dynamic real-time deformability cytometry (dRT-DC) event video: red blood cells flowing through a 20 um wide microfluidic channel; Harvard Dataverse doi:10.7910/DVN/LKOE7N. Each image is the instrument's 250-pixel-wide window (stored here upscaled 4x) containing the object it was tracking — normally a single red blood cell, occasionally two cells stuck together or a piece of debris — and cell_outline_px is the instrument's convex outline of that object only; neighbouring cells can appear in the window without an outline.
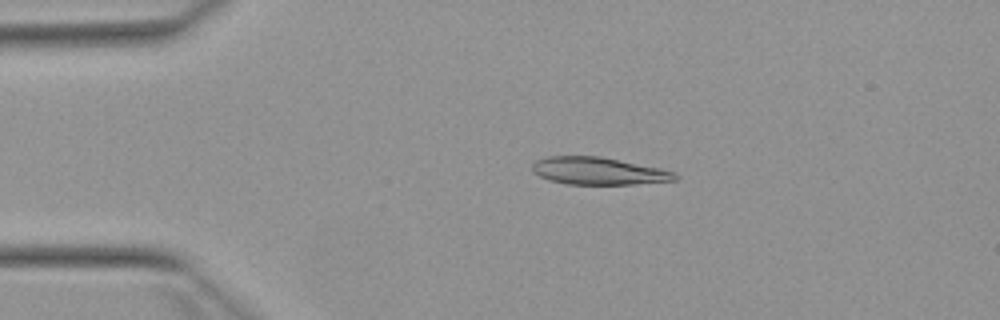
{"species": "Egyptian fruit bat (a non-hibernating species)", "species_latin": "Rousettus aegyptiacus", "temperature_condition": "warm", "stored_images_in_passage": 30, "camera_frame_rate_fps": 3000, "um_per_image_px": 0.085, "animal": {"sex": "female"}, "frame": {"image": 1, "passage_image": 4, "time_ms": 1.0, "image_size_px": [1000, 320], "cell_outline_px": [[680, 176], [676, 180], [632, 184], [568, 184], [552, 180], [540, 176], [532, 172], [532, 164], [536, 160], [548, 156], [600, 156], [660, 168], [676, 172]], "centroid_in_image_um": [50.88, 14.53], "position_along_channel_um": 34.1, "area_um2": 22.72}}
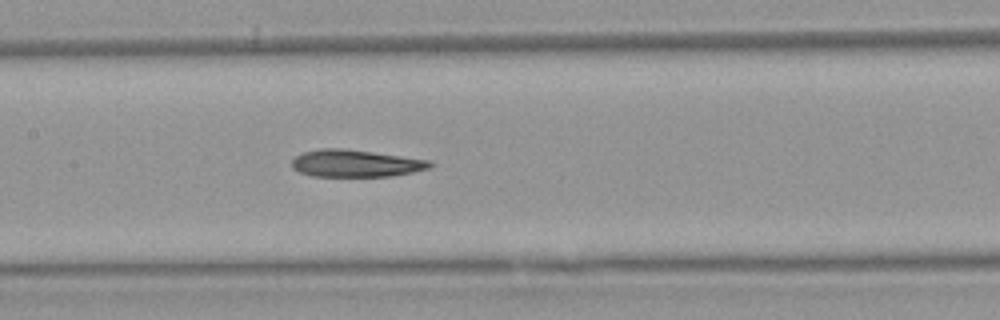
{"frame": {"image": 2, "passage_image": 18, "time_ms": 5.667, "image_size_px": [1000, 320], "cell_outline_px": [[432, 164], [428, 168], [412, 172], [392, 176], [312, 176], [300, 172], [292, 168], [292, 160], [296, 156], [304, 152], [320, 148], [340, 148], [372, 152], [432, 160]], "centroid_in_image_um": [30.21, 13.88], "position_along_channel_um": 177.2, "area_um2": 21.73}}
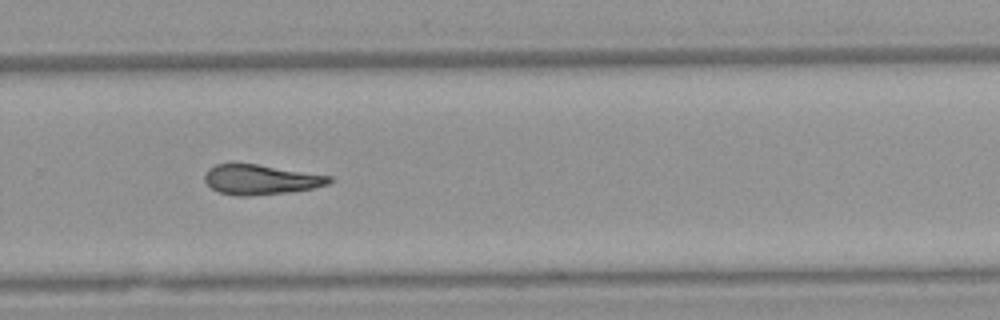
{"frame": {"image": 3, "passage_image": 28, "time_ms": 9.0, "image_size_px": [1000, 320], "cell_outline_px": [[336, 180], [328, 184], [312, 188], [288, 192], [248, 196], [236, 196], [220, 192], [212, 188], [204, 180], [204, 176], [208, 168], [216, 164], [256, 164], [332, 176]], "centroid_in_image_um": [22.18, 15.27], "position_along_channel_um": 307.6, "area_um2": 21.62}}